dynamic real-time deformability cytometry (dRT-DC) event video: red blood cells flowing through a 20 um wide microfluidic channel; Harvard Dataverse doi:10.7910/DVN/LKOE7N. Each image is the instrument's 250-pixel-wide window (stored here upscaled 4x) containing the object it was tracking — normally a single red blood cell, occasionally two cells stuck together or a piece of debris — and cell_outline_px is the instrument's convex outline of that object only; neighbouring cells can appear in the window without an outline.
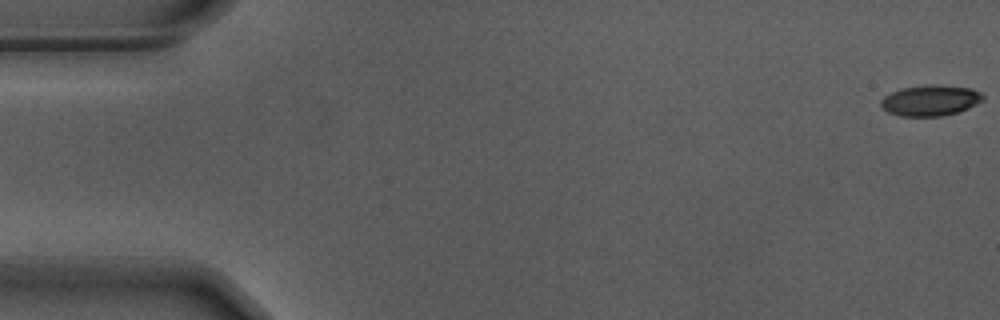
{"species": "Egyptian fruit bat (a non-hibernating species)", "species_latin": "Rousettus aegyptiacus", "temperature_condition": "warm", "stored_images_in_passage": 18, "camera_frame_rate_fps": 3000, "um_per_image_px": 0.085, "animal": {"sex": "male"}, "frame": {"image": 1, "passage_image": 1, "time_ms": 0.0, "image_size_px": [1000, 320], "cell_outline_px": [[984, 100], [960, 112], [940, 116], [900, 116], [888, 112], [880, 104], [880, 100], [884, 96], [892, 92], [904, 88], [932, 84], [936, 84], [972, 88], [980, 92], [984, 96]], "centroid_in_image_um": [79.11, 8.54], "position_along_channel_um": 5.9, "area_um2": 18.32}}
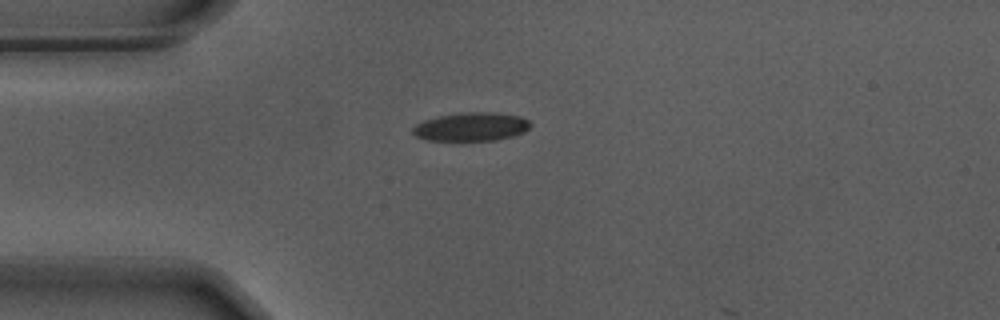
{"frame": {"image": 2, "passage_image": 15, "time_ms": 4.667, "image_size_px": [1000, 320], "cell_outline_px": [[532, 124], [524, 132], [512, 136], [496, 140], [428, 140], [416, 136], [412, 132], [412, 128], [416, 124], [424, 120], [436, 116], [464, 112], [496, 112], [520, 116], [528, 120]], "centroid_in_image_um": [40.06, 10.76], "position_along_channel_um": 44.9, "area_um2": 19.59}}